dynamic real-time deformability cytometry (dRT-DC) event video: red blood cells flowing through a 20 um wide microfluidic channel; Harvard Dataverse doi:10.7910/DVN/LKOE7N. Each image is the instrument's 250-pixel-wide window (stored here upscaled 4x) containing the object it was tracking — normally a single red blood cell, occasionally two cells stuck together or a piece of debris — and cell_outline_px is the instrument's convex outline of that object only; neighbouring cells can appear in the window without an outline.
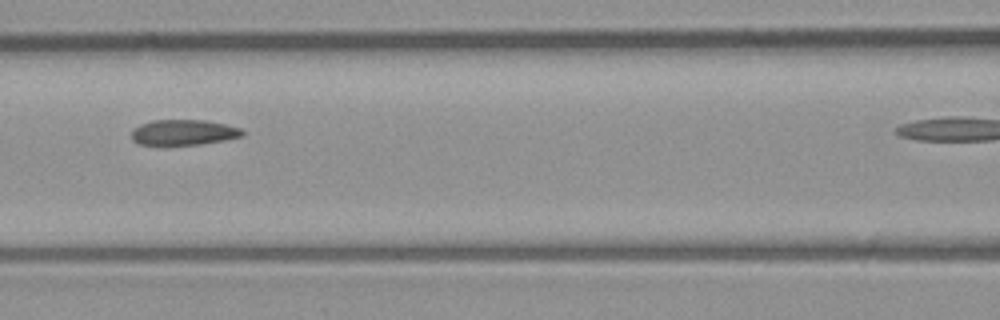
{"species": "common noctule bat (a hibernating species)", "species_latin": "Nyctalus noctula", "temperature_condition": "room temperature", "stored_images_in_passage": 4, "segment_of_instrument_passage": [1, 2], "camera_frame_rate_fps": 3000, "um_per_image_px": 0.085, "animal": {"sex": "male", "body_mass_g": 23.1, "forearm_length_mm": 52.7}, "frame": {"image": 1, "passage_image": 3, "time_ms": 2.333, "image_size_px": [1000, 320], "cell_outline_px": [[244, 136], [224, 140], [200, 144], [168, 148], [140, 144], [132, 140], [132, 132], [140, 124], [152, 120], [204, 120], [224, 124], [240, 128], [244, 132]], "centroid_in_image_um": [15.56, 11.3], "position_along_channel_um": 151.0, "area_um2": 17.05}}